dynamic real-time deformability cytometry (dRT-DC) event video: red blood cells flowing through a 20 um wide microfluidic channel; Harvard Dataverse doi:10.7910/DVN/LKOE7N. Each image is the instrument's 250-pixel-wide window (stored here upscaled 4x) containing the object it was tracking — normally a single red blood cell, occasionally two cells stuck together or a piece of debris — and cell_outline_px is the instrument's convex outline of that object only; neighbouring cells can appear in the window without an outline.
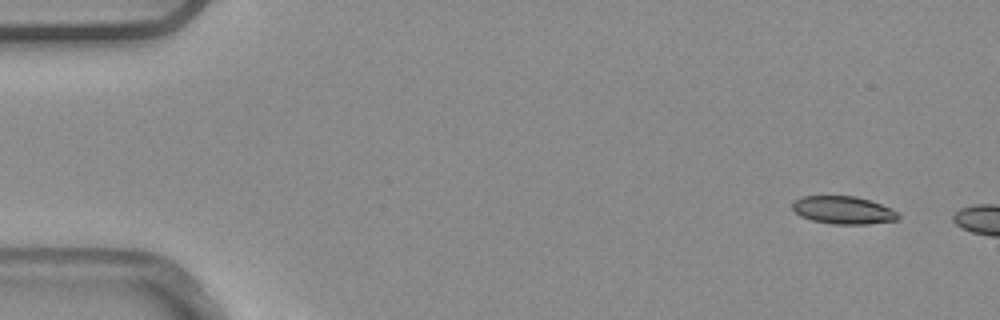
{"species": "common noctule bat (a hibernating species)", "species_latin": "Nyctalus noctula", "temperature_condition": "warm", "stored_images_in_passage": 2, "camera_frame_rate_fps": 3000, "um_per_image_px": 0.085, "animal": {"sex": "male", "body_mass_g": 20.4}, "frame": {"image": 1, "passage_image": 1, "time_ms": 0.0, "image_size_px": [1000, 320], "cell_outline_px": [[900, 216], [896, 220], [868, 224], [832, 224], [812, 220], [800, 216], [792, 208], [792, 200], [800, 196], [856, 196], [872, 200], [892, 208], [900, 212]], "centroid_in_image_um": [71.69, 17.85], "position_along_channel_um": 13.3, "area_um2": 17.46}}